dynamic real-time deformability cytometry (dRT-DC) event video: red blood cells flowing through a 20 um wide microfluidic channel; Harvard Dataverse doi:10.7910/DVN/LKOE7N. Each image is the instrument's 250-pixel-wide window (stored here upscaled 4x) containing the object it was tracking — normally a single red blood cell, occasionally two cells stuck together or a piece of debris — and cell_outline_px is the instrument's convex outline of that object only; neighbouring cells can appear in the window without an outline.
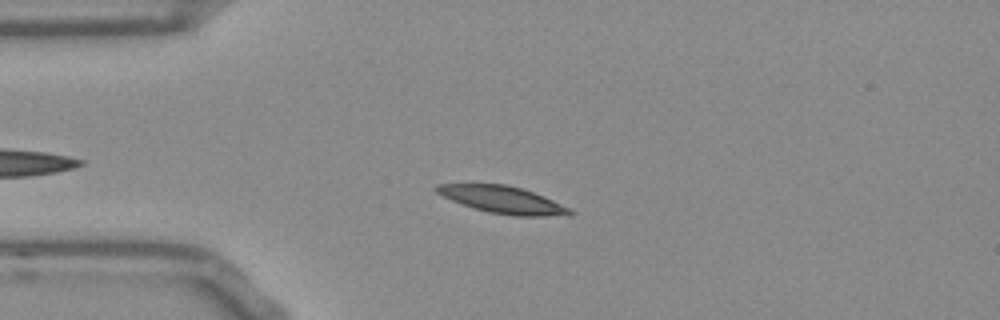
{"species": "Egyptian fruit bat (a non-hibernating species)", "species_latin": "Rousettus aegyptiacus", "temperature_condition": "room temperature", "stored_images_in_passage": 43, "camera_frame_rate_fps": 3000, "um_per_image_px": 0.085, "frame": {"image": 1, "passage_image": 9, "time_ms": 2.667, "image_size_px": [1000, 320], "cell_outline_px": [[572, 212], [568, 216], [512, 216], [488, 212], [452, 200], [436, 192], [432, 188], [436, 184], [504, 184], [520, 188], [544, 196], [568, 208]], "centroid_in_image_um": [42.71, 16.98], "position_along_channel_um": 42.3, "area_um2": 20.75}}
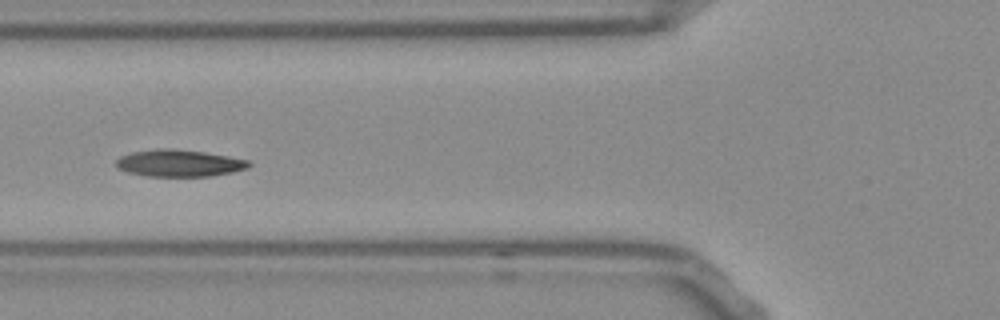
{"frame": {"image": 2, "passage_image": 16, "time_ms": 5.0, "image_size_px": [1000, 320], "cell_outline_px": [[252, 164], [248, 168], [232, 172], [208, 176], [148, 176], [128, 172], [116, 168], [116, 160], [120, 156], [132, 152], [156, 148], [172, 148], [204, 152], [228, 156], [248, 160]], "centroid_in_image_um": [15.21, 13.86], "position_along_channel_um": 110.6, "area_um2": 20.87}}
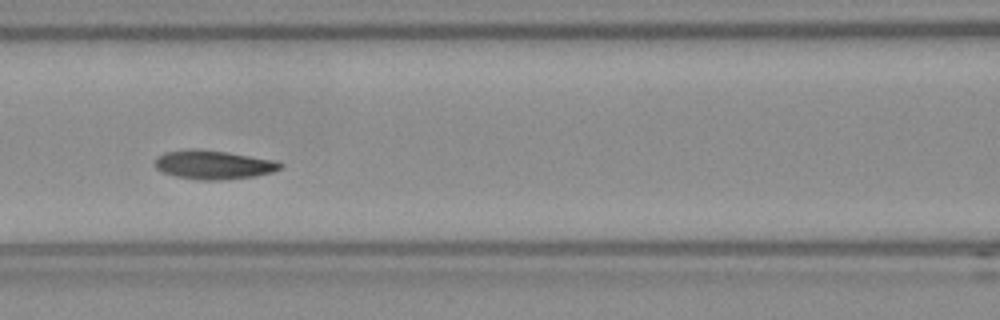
{"frame": {"image": 3, "passage_image": 19, "time_ms": 6.0, "image_size_px": [1000, 320], "cell_outline_px": [[284, 164], [280, 168], [272, 172], [256, 176], [220, 180], [200, 180], [176, 176], [164, 172], [156, 168], [156, 156], [164, 152], [192, 148], [224, 152], [272, 160]], "centroid_in_image_um": [18.11, 14.0], "position_along_channel_um": 148.5, "area_um2": 20.75}, "authors_computed_cell_mechanics": {"area_um2": 20.7502, "velocity_mm_per_s": 3.749, "shape_relaxation_time_tau1_ms": null, "shape_relaxation_time_tau2_ms": 5.7825, "deformation_change_tau1": null, "deformation_change_tau2": 0.122}}